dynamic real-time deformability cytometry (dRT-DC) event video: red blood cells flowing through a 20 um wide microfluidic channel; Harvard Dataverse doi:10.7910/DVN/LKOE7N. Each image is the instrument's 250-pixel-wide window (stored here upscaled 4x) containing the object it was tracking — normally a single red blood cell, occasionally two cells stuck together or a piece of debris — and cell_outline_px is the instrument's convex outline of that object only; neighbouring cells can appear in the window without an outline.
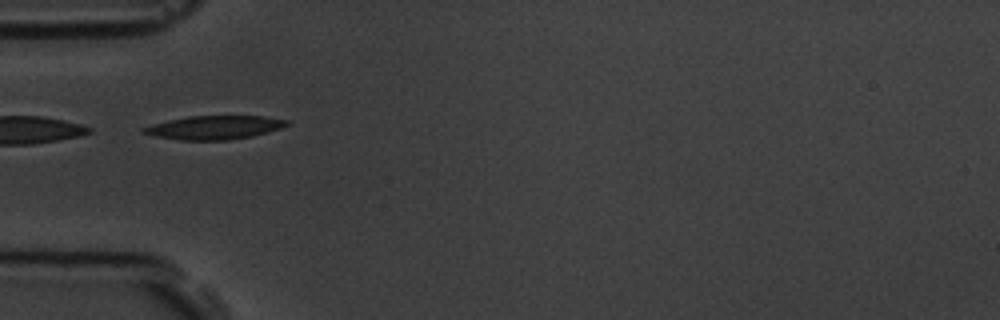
{"species": "common noctule bat (a hibernating species)", "species_latin": "Nyctalus noctula", "temperature_condition": "room temperature", "stored_images_in_passage": 3, "camera_frame_rate_fps": 3000, "um_per_image_px": 0.085, "animal": {"sex": "male", "body_mass_g": 19.5, "forearm_length_mm": 54.6}, "frame": {"image": 1, "passage_image": 1, "time_ms": 0.0, "image_size_px": [1000, 320], "cell_outline_px": [[292, 124], [268, 132], [252, 136], [228, 140], [180, 140], [156, 136], [140, 132], [140, 128], [152, 124], [168, 120], [188, 116], [264, 116], [288, 120]], "centroid_in_image_um": [18.22, 10.83], "position_along_channel_um": 66.8, "area_um2": 19.83}}
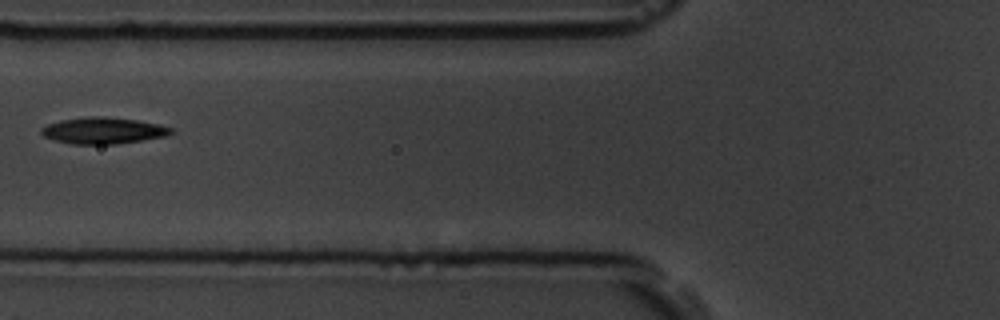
{"frame": {"image": 2, "passage_image": 2, "time_ms": 1.333, "image_size_px": [1000, 320], "cell_outline_px": [[176, 132], [168, 136], [116, 144], [72, 144], [56, 140], [44, 136], [40, 132], [40, 128], [48, 124], [60, 120], [88, 116], [100, 116], [136, 120], [160, 124], [172, 128]], "centroid_in_image_um": [8.81, 11.1], "position_along_channel_um": 117.0, "area_um2": 20.06}}
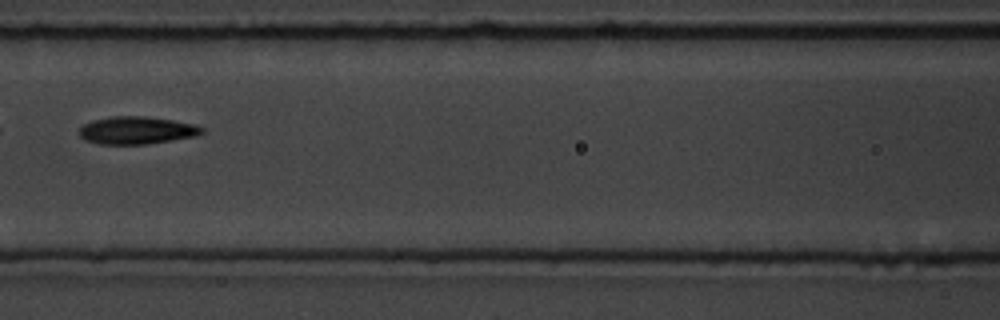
{"frame": {"image": 3, "passage_image": 3, "time_ms": 2.333, "image_size_px": [1000, 320], "cell_outline_px": [[204, 132], [196, 136], [172, 140], [144, 144], [100, 144], [88, 140], [80, 136], [80, 128], [84, 124], [92, 120], [112, 116], [144, 116], [172, 120], [196, 124], [204, 128]], "centroid_in_image_um": [11.65, 11.07], "position_along_channel_um": 154.9, "area_um2": 19.59}}